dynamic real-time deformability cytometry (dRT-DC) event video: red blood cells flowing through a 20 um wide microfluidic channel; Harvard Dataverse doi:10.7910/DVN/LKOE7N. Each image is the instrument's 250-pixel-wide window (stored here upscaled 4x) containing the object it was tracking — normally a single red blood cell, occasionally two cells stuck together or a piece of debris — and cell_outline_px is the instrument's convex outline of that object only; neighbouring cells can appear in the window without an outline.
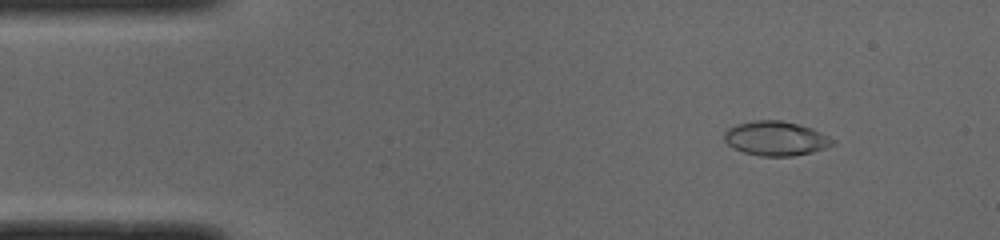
{"species": "common noctule bat (a hibernating species)", "species_latin": "Nyctalus noctula", "temperature_condition": "cold", "stored_images_in_passage": 51, "camera_frame_rate_fps": 3000, "um_per_image_px": 0.085, "animal": {"sex": "male", "body_mass_g": 19.0, "forearm_length_mm": 50.8}, "frame": {"image": 1, "passage_image": 6, "time_ms": 1.667, "image_size_px": [1000, 240], "cell_outline_px": [[836, 144], [812, 152], [792, 156], [760, 156], [744, 152], [732, 148], [724, 140], [724, 132], [728, 128], [736, 124], [756, 120], [780, 120], [812, 128], [836, 140]], "centroid_in_image_um": [65.94, 11.77], "position_along_channel_um": 19.1, "area_um2": 21.73}}
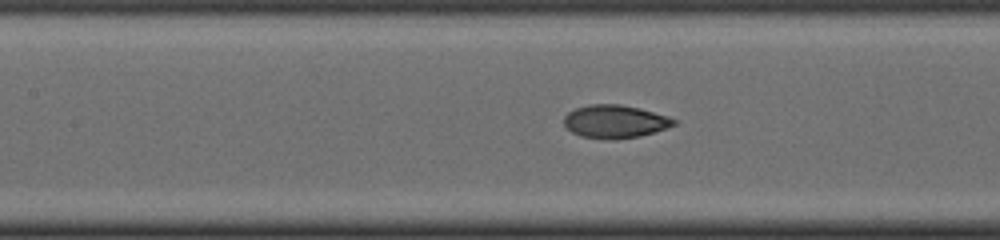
{"frame": {"image": 2, "passage_image": 22, "time_ms": 7.0, "image_size_px": [1000, 240], "cell_outline_px": [[676, 124], [668, 128], [640, 136], [616, 140], [604, 140], [580, 136], [572, 132], [564, 124], [564, 116], [568, 112], [576, 108], [588, 104], [620, 104], [640, 108], [668, 116], [676, 120]], "centroid_in_image_um": [52.27, 10.34], "position_along_channel_um": 155.1, "area_um2": 21.44}}
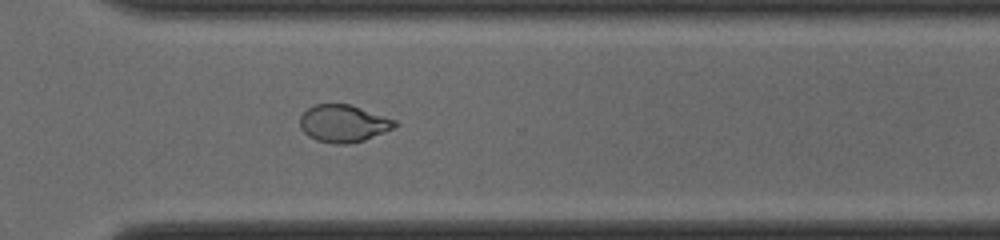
{"frame": {"image": 3, "passage_image": 36, "time_ms": 11.667, "image_size_px": [1000, 240], "cell_outline_px": [[396, 128], [364, 140], [348, 144], [332, 144], [316, 140], [308, 136], [300, 128], [300, 116], [308, 108], [316, 104], [348, 104], [396, 120]], "centroid_in_image_um": [29.18, 10.51], "position_along_channel_um": 341.4, "area_um2": 20.58}, "authors_computed_cell_mechanics": {"area_um2": 21.097, "velocity_mm_per_s": 3.9922, "shape_relaxation_time_tau1_ms": 3.2899, "shape_relaxation_time_tau2_ms": 1.6282, "deformation_change_tau1": 0.1517, "deformation_change_tau2": 0.0499}}